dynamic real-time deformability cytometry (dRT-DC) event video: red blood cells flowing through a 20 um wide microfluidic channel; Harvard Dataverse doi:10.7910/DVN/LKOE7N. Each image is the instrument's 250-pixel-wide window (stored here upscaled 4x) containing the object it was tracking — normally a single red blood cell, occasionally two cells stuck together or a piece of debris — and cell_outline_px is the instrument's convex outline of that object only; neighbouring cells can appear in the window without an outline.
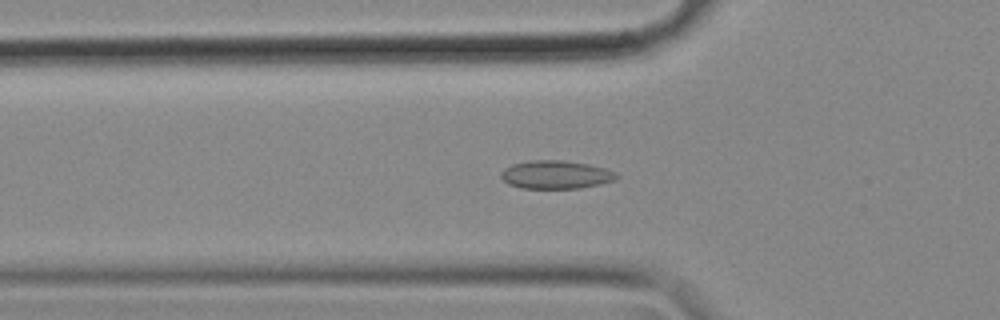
{"species": "common noctule bat (a hibernating species)", "species_latin": "Nyctalus noctula", "temperature_condition": "cold", "stored_images_in_passage": 57, "camera_frame_rate_fps": 3000, "um_per_image_px": 0.085, "animal": {"sex": "female", "body_mass_g": 18.4}, "frame": {"image": 1, "passage_image": 19, "time_ms": 6.0, "image_size_px": [1000, 320], "cell_outline_px": [[620, 176], [616, 180], [600, 184], [580, 188], [520, 188], [508, 184], [500, 176], [500, 172], [504, 168], [512, 164], [532, 160], [560, 160], [588, 164], [604, 168]], "centroid_in_image_um": [47.22, 14.85], "position_along_channel_um": 78.6, "area_um2": 18.96}}
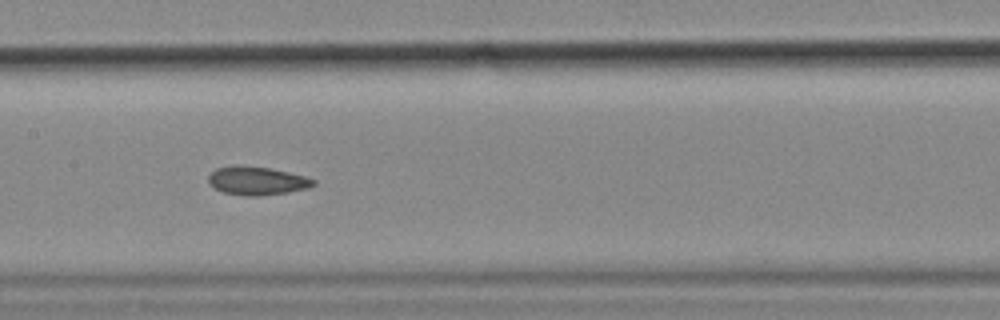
{"frame": {"image": 2, "passage_image": 28, "time_ms": 9.0, "image_size_px": [1000, 320], "cell_outline_px": [[316, 184], [308, 188], [288, 192], [260, 196], [244, 196], [224, 192], [216, 188], [208, 180], [208, 176], [216, 168], [232, 164], [236, 164], [268, 168], [288, 172], [304, 176], [316, 180]], "centroid_in_image_um": [21.84, 15.36], "position_along_channel_um": 185.6, "area_um2": 17.4}}
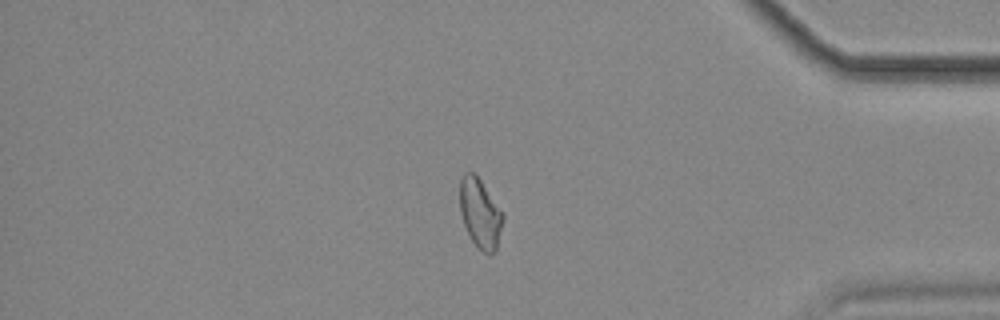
{"frame": {"image": 3, "passage_image": 48, "time_ms": 15.667, "image_size_px": [1000, 320], "cell_outline_px": [[504, 220], [496, 248], [488, 256], [472, 240], [464, 224], [460, 212], [460, 176], [464, 172], [472, 172], [480, 180], [504, 212]], "centroid_in_image_um": [40.82, 18.1], "position_along_channel_um": 394.4, "area_um2": 17.34}, "authors_computed_cell_mechanics": {"area_um2": 18.0336, "velocity_mm_per_s": 3.5613, "shape_relaxation_time_tau1_ms": null, "shape_relaxation_time_tau2_ms": 1.3905, "deformation_change_tau1": null, "deformation_change_tau2": 0.0497}}